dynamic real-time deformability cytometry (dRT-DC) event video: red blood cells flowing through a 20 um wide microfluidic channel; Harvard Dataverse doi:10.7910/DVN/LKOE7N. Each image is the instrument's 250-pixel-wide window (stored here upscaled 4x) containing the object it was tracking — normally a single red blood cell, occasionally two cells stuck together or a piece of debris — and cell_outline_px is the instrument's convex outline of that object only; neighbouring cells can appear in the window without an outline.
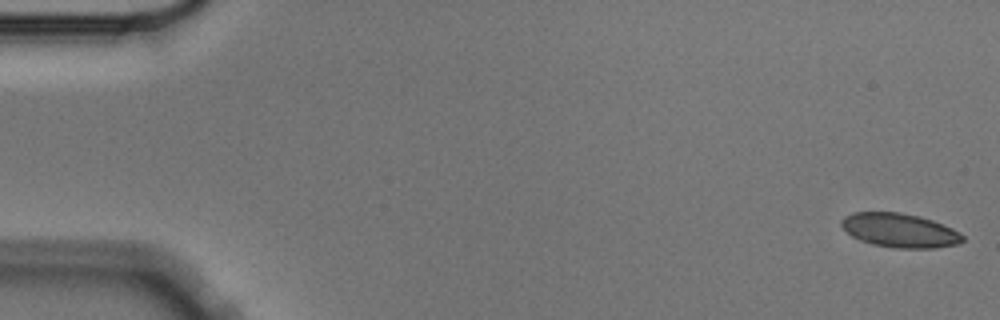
{"species": "Egyptian fruit bat (a non-hibernating species)", "species_latin": "Rousettus aegyptiacus", "temperature_condition": "cold", "stored_images_in_passage": 6, "camera_frame_rate_fps": 3000, "um_per_image_px": 0.085, "animal": {"sex": "male"}, "frame": {"image": 1, "passage_image": 1, "time_ms": 0.0, "image_size_px": [1000, 320], "cell_outline_px": [[964, 240], [956, 244], [936, 248], [896, 248], [872, 244], [860, 240], [852, 236], [840, 224], [840, 220], [844, 216], [852, 212], [900, 212], [920, 216], [932, 220], [952, 228], [960, 232], [964, 236]], "centroid_in_image_um": [76.47, 19.57], "position_along_channel_um": 8.5, "area_um2": 24.1}}
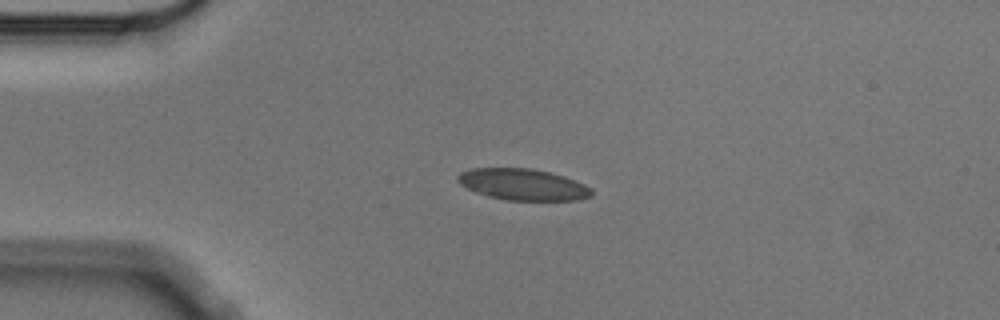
{"frame": {"image": 2, "passage_image": 4, "time_ms": 1.0, "image_size_px": [1000, 320], "cell_outline_px": [[592, 196], [576, 200], [508, 200], [488, 196], [476, 192], [460, 184], [456, 180], [456, 176], [460, 172], [472, 168], [532, 168], [564, 176], [584, 184], [592, 188]], "centroid_in_image_um": [44.43, 15.67], "position_along_channel_um": 40.6, "area_um2": 24.45}}
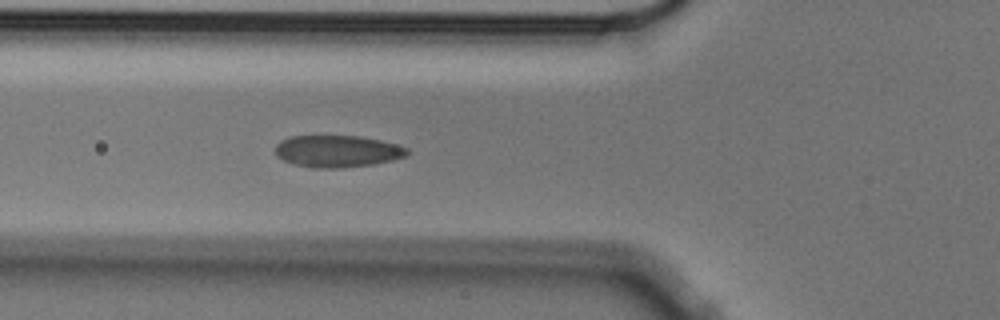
{"frame": {"image": 3, "passage_image": 6, "time_ms": 1.667, "image_size_px": [1000, 320], "cell_outline_px": [[408, 156], [392, 160], [372, 164], [340, 168], [312, 168], [292, 164], [276, 156], [276, 144], [280, 140], [292, 136], [360, 136], [380, 140], [396, 144], [408, 148]], "centroid_in_image_um": [28.66, 12.86], "position_along_channel_um": 97.1, "area_um2": 24.62}}